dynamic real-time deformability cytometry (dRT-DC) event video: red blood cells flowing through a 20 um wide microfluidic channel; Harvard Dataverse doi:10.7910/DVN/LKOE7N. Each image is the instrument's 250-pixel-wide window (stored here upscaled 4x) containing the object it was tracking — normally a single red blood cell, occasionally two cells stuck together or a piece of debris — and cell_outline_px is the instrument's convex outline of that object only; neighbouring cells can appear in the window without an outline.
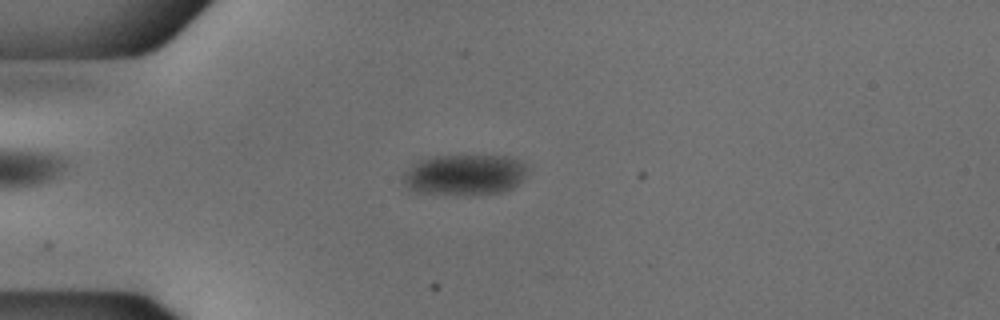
{"species": "common noctule bat (a hibernating species)", "species_latin": "Nyctalus noctula", "temperature_condition": "cold", "stored_images_in_passage": 51, "camera_frame_rate_fps": 3000, "um_per_image_px": 0.085, "animal": {"sex": "male", "body_mass_g": 18.8}, "frame": {"image": 1, "passage_image": 11, "time_ms": 3.333, "image_size_px": [1000, 320], "cell_outline_px": [[528, 168], [524, 176], [512, 188], [504, 192], [472, 196], [456, 196], [416, 192], [408, 188], [404, 180], [404, 172], [420, 160], [432, 156], [508, 156], [520, 160]], "centroid_in_image_um": [39.51, 14.89], "position_along_channel_um": 45.5, "area_um2": 29.88}}
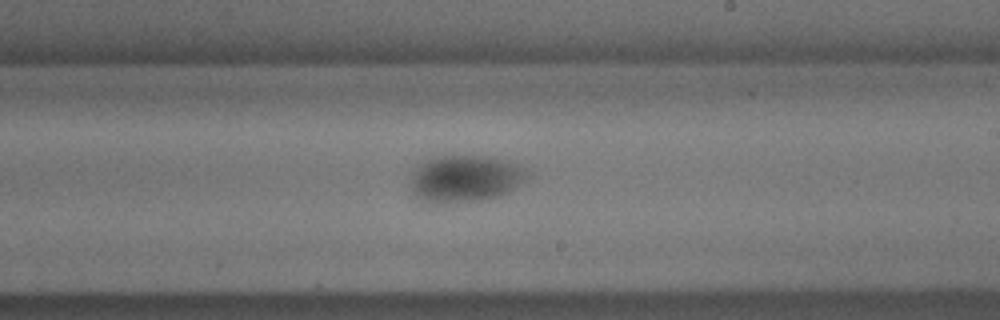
{"frame": {"image": 2, "passage_image": 29, "time_ms": 9.333, "image_size_px": [1000, 320], "cell_outline_px": [[528, 176], [524, 180], [508, 192], [496, 196], [476, 200], [424, 200], [416, 196], [412, 192], [408, 180], [412, 172], [420, 164], [436, 156], [488, 156], [504, 160], [516, 164], [528, 172]], "centroid_in_image_um": [39.51, 15.13], "position_along_channel_um": 249.5, "area_um2": 30.87}}
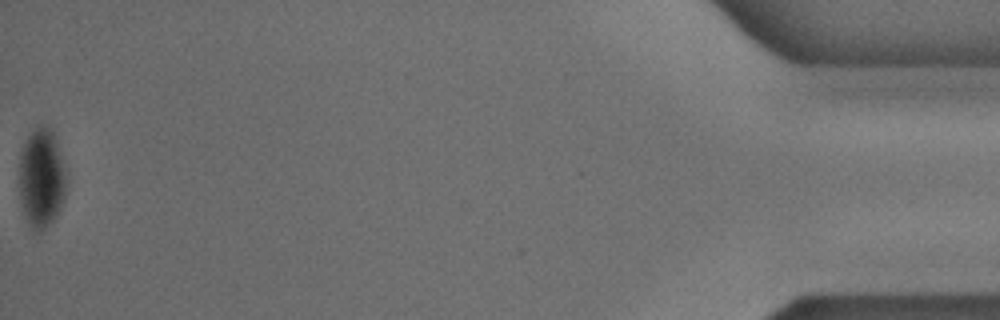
{"frame": {"image": 3, "passage_image": 51, "time_ms": 16.667, "image_size_px": [1000, 320], "cell_outline_px": [[68, 184], [64, 200], [56, 216], [40, 232], [36, 232], [28, 224], [24, 216], [20, 200], [20, 152], [28, 136], [36, 124], [40, 124], [52, 128], [56, 136], [68, 168]], "centroid_in_image_um": [3.59, 15.08], "position_along_channel_um": 431.6, "area_um2": 28.38}}